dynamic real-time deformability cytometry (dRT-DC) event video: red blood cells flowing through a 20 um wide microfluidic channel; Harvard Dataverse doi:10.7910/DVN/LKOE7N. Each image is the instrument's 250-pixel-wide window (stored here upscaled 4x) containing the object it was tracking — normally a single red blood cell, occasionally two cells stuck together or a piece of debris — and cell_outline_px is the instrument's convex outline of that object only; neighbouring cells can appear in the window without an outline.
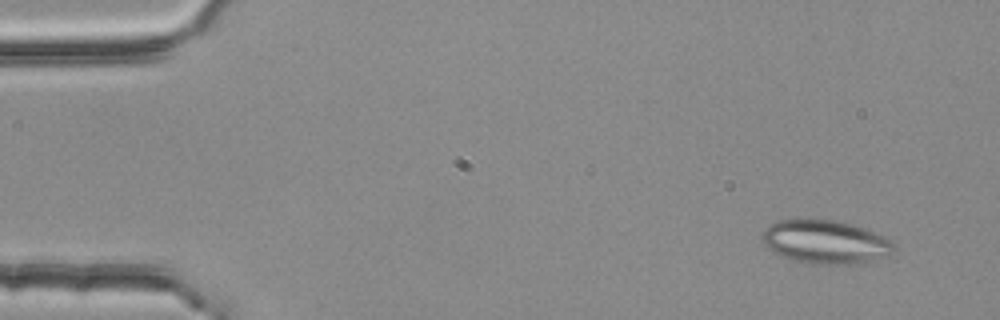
{"species": "common noctule bat (a hibernating species)", "species_latin": "Nyctalus noctula", "temperature_condition": "room temperature", "stored_images_in_passage": 2, "segment_of_instrument_passage": [2, 2], "camera_frame_rate_fps": 3000, "um_per_image_px": 0.085, "animal": {"sex": "female", "body_mass_g": 25.1}, "frame": {"image": 1, "passage_image": 2, "time_ms": 0.333, "image_size_px": [1000, 320], "cell_outline_px": [[896, 252], [888, 256], [852, 264], [812, 264], [792, 260], [768, 248], [764, 244], [760, 236], [764, 228], [768, 224], [776, 220], [840, 220], [856, 224], [884, 236], [892, 240], [896, 248]], "centroid_in_image_um": [70.19, 20.55], "position_along_channel_um": 14.8, "area_um2": 33.76}}